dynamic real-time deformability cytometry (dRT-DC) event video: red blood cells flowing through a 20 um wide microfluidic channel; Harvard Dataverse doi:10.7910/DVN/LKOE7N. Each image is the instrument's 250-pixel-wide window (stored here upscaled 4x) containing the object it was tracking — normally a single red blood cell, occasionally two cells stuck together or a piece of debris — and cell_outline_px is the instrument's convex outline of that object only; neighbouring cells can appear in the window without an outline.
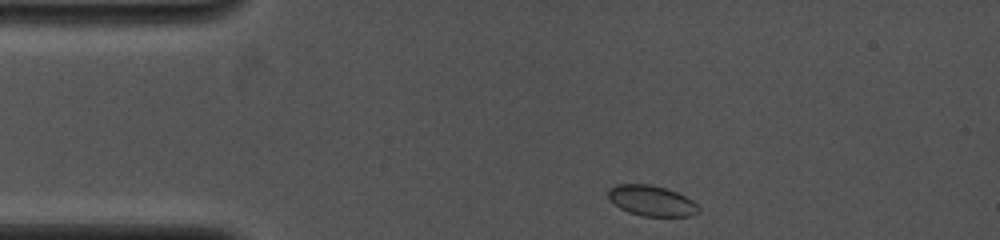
{"species": "common noctule bat (a hibernating species)", "species_latin": "Nyctalus noctula", "temperature_condition": "cold", "stored_images_in_passage": 47, "camera_frame_rate_fps": 4000, "um_per_image_px": 0.085, "animal": {"sex": "female", "body_mass_g": 19.0, "forearm_length_mm": 53.3}, "frame": {"image": 1, "passage_image": 1, "time_ms": 0.0, "image_size_px": [1000, 240], "cell_outline_px": [[700, 212], [692, 216], [640, 216], [628, 212], [620, 208], [608, 196], [608, 188], [616, 184], [648, 184], [664, 188], [676, 192], [692, 200], [700, 208]], "centroid_in_image_um": [55.39, 17.07], "position_along_channel_um": 29.6, "area_um2": 16.01}}
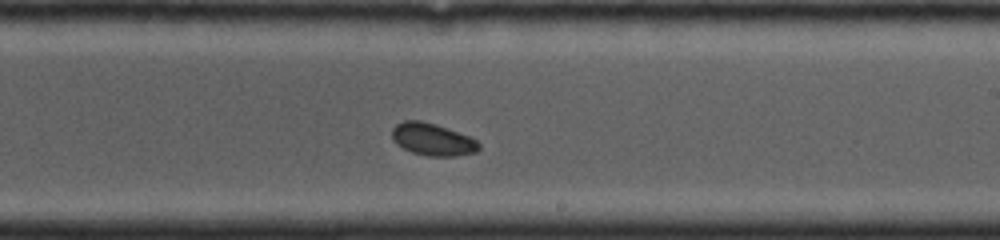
{"frame": {"image": 2, "passage_image": 27, "time_ms": 6.5, "image_size_px": [1000, 240], "cell_outline_px": [[480, 148], [476, 152], [456, 156], [428, 156], [412, 152], [396, 144], [392, 140], [392, 128], [396, 124], [404, 120], [420, 120], [436, 124], [468, 136], [476, 140], [480, 144]], "centroid_in_image_um": [36.74, 11.85], "position_along_channel_um": 252.3, "area_um2": 16.36}}
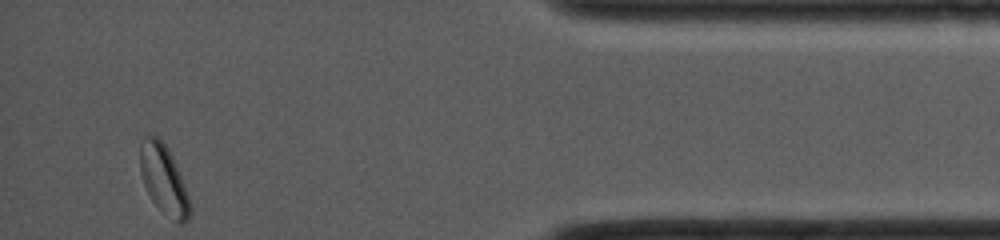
{"frame": {"image": 3, "passage_image": 47, "time_ms": 11.5, "image_size_px": [1000, 240], "cell_outline_px": [[192, 212], [188, 220], [184, 224], [180, 224], [160, 208], [152, 200], [144, 184], [140, 172], [140, 140], [144, 136], [156, 136], [168, 148], [172, 156], [192, 204]], "centroid_in_image_um": [13.93, 15.26], "position_along_channel_um": 421.3, "area_um2": 19.88}, "authors_computed_cell_mechanics": {"area_um2": 16.2996, "velocity_mm_per_s": 4.1361, "shape_relaxation_time_tau1_ms": 7.0432, "shape_relaxation_time_tau2_ms": null, "deformation_change_tau1": 0.1024, "deformation_change_tau2": null}}